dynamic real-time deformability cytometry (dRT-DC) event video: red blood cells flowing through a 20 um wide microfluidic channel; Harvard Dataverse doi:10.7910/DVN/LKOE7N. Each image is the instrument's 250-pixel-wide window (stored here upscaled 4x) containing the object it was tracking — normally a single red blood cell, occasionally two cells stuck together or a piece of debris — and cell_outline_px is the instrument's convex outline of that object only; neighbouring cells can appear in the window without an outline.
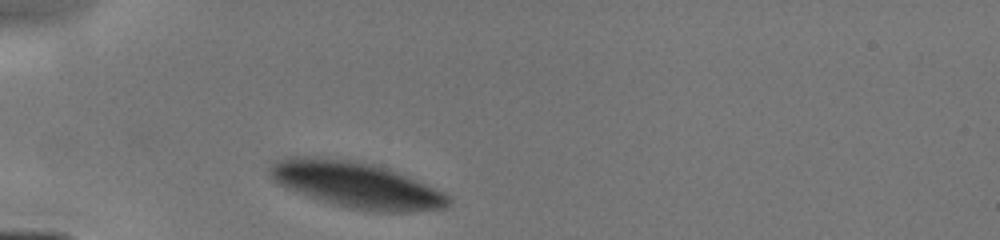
{"species": "human", "species_latin": "Homo sapiens", "temperature_condition": "cold", "stored_images_in_passage": 5, "camera_frame_rate_fps": 3000, "um_per_image_px": 0.085, "donor": {"sex": "male"}, "frame": {"image": 1, "passage_image": 1, "time_ms": 0.0, "image_size_px": [1000, 240], "cell_outline_px": [[452, 204], [448, 208], [412, 212], [376, 212], [348, 208], [332, 204], [296, 192], [272, 180], [268, 176], [268, 168], [276, 160], [284, 156], [316, 156], [356, 160], [388, 168], [436, 188], [448, 196], [452, 200]], "centroid_in_image_um": [30.28, 15.71], "position_along_channel_um": 54.7, "area_um2": 48.55}}
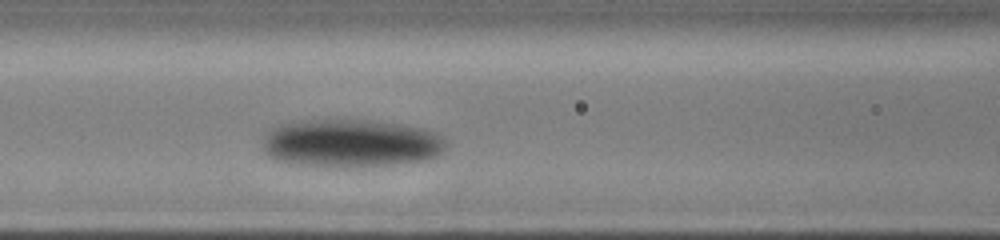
{"frame": {"image": 2, "passage_image": 5, "time_ms": 2.333, "image_size_px": [1000, 240], "cell_outline_px": [[444, 148], [436, 156], [424, 160], [396, 164], [360, 168], [332, 168], [296, 164], [276, 160], [268, 156], [260, 148], [264, 136], [276, 124], [292, 120], [372, 120], [404, 124], [424, 128], [436, 132], [444, 136]], "centroid_in_image_um": [29.76, 12.18], "position_along_channel_um": 136.8, "area_um2": 52.66}}